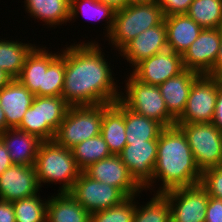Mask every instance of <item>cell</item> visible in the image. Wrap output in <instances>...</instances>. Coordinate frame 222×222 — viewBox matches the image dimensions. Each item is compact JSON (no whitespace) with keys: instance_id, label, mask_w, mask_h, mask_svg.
I'll list each match as a JSON object with an SVG mask.
<instances>
[{"instance_id":"obj_1","label":"cell","mask_w":222,"mask_h":222,"mask_svg":"<svg viewBox=\"0 0 222 222\" xmlns=\"http://www.w3.org/2000/svg\"><path fill=\"white\" fill-rule=\"evenodd\" d=\"M75 43L65 45L60 50L65 57L61 97L70 107L112 104L118 101L121 92L117 85L119 80L113 77L111 63L105 58L100 43L95 39Z\"/></svg>"},{"instance_id":"obj_2","label":"cell","mask_w":222,"mask_h":222,"mask_svg":"<svg viewBox=\"0 0 222 222\" xmlns=\"http://www.w3.org/2000/svg\"><path fill=\"white\" fill-rule=\"evenodd\" d=\"M201 177L202 171L196 165L183 131L177 125L165 127L158 138L153 178L143 188L144 191L165 193L176 188L199 184ZM156 183H159V187L154 190L155 185L157 187Z\"/></svg>"},{"instance_id":"obj_3","label":"cell","mask_w":222,"mask_h":222,"mask_svg":"<svg viewBox=\"0 0 222 222\" xmlns=\"http://www.w3.org/2000/svg\"><path fill=\"white\" fill-rule=\"evenodd\" d=\"M34 167L40 188L43 183L59 184L58 193H69L82 172L72 150L58 145L54 140L41 142Z\"/></svg>"},{"instance_id":"obj_4","label":"cell","mask_w":222,"mask_h":222,"mask_svg":"<svg viewBox=\"0 0 222 222\" xmlns=\"http://www.w3.org/2000/svg\"><path fill=\"white\" fill-rule=\"evenodd\" d=\"M164 15L158 2L129 4L115 11L114 24L110 35L105 38L118 53L137 35L148 28L159 25Z\"/></svg>"},{"instance_id":"obj_5","label":"cell","mask_w":222,"mask_h":222,"mask_svg":"<svg viewBox=\"0 0 222 222\" xmlns=\"http://www.w3.org/2000/svg\"><path fill=\"white\" fill-rule=\"evenodd\" d=\"M127 76L119 100L128 109L153 119L164 127L174 126L176 119L168 112L160 88L140 82L131 73Z\"/></svg>"},{"instance_id":"obj_6","label":"cell","mask_w":222,"mask_h":222,"mask_svg":"<svg viewBox=\"0 0 222 222\" xmlns=\"http://www.w3.org/2000/svg\"><path fill=\"white\" fill-rule=\"evenodd\" d=\"M103 104L71 106L66 112L54 137V141L67 149L101 134Z\"/></svg>"},{"instance_id":"obj_7","label":"cell","mask_w":222,"mask_h":222,"mask_svg":"<svg viewBox=\"0 0 222 222\" xmlns=\"http://www.w3.org/2000/svg\"><path fill=\"white\" fill-rule=\"evenodd\" d=\"M175 125L186 136L201 171L222 165V132L212 122Z\"/></svg>"},{"instance_id":"obj_8","label":"cell","mask_w":222,"mask_h":222,"mask_svg":"<svg viewBox=\"0 0 222 222\" xmlns=\"http://www.w3.org/2000/svg\"><path fill=\"white\" fill-rule=\"evenodd\" d=\"M221 82L207 74L199 75L192 84L186 108L175 124L211 123Z\"/></svg>"},{"instance_id":"obj_9","label":"cell","mask_w":222,"mask_h":222,"mask_svg":"<svg viewBox=\"0 0 222 222\" xmlns=\"http://www.w3.org/2000/svg\"><path fill=\"white\" fill-rule=\"evenodd\" d=\"M69 193L90 214L116 206L127 198L118 188L93 180L84 172Z\"/></svg>"},{"instance_id":"obj_10","label":"cell","mask_w":222,"mask_h":222,"mask_svg":"<svg viewBox=\"0 0 222 222\" xmlns=\"http://www.w3.org/2000/svg\"><path fill=\"white\" fill-rule=\"evenodd\" d=\"M163 194L170 202L171 222H205L209 195L200 183Z\"/></svg>"},{"instance_id":"obj_11","label":"cell","mask_w":222,"mask_h":222,"mask_svg":"<svg viewBox=\"0 0 222 222\" xmlns=\"http://www.w3.org/2000/svg\"><path fill=\"white\" fill-rule=\"evenodd\" d=\"M184 70L182 55L167 48L142 60L130 72L142 83L159 86Z\"/></svg>"},{"instance_id":"obj_12","label":"cell","mask_w":222,"mask_h":222,"mask_svg":"<svg viewBox=\"0 0 222 222\" xmlns=\"http://www.w3.org/2000/svg\"><path fill=\"white\" fill-rule=\"evenodd\" d=\"M93 180L118 188L126 197L142 194L143 188L131 176L119 155H111L83 171Z\"/></svg>"},{"instance_id":"obj_13","label":"cell","mask_w":222,"mask_h":222,"mask_svg":"<svg viewBox=\"0 0 222 222\" xmlns=\"http://www.w3.org/2000/svg\"><path fill=\"white\" fill-rule=\"evenodd\" d=\"M220 38L221 28H204L182 55L184 68L208 74L216 61Z\"/></svg>"},{"instance_id":"obj_14","label":"cell","mask_w":222,"mask_h":222,"mask_svg":"<svg viewBox=\"0 0 222 222\" xmlns=\"http://www.w3.org/2000/svg\"><path fill=\"white\" fill-rule=\"evenodd\" d=\"M158 140L126 144L119 156L131 176L144 188L153 178Z\"/></svg>"},{"instance_id":"obj_15","label":"cell","mask_w":222,"mask_h":222,"mask_svg":"<svg viewBox=\"0 0 222 222\" xmlns=\"http://www.w3.org/2000/svg\"><path fill=\"white\" fill-rule=\"evenodd\" d=\"M41 191L34 165L13 164L0 175V200L14 202Z\"/></svg>"},{"instance_id":"obj_16","label":"cell","mask_w":222,"mask_h":222,"mask_svg":"<svg viewBox=\"0 0 222 222\" xmlns=\"http://www.w3.org/2000/svg\"><path fill=\"white\" fill-rule=\"evenodd\" d=\"M168 48L167 29L164 20L148 28L131 40L118 54L126 60L132 69L142 60Z\"/></svg>"},{"instance_id":"obj_17","label":"cell","mask_w":222,"mask_h":222,"mask_svg":"<svg viewBox=\"0 0 222 222\" xmlns=\"http://www.w3.org/2000/svg\"><path fill=\"white\" fill-rule=\"evenodd\" d=\"M34 97L18 79H12L0 90V105L5 112L7 129L20 125Z\"/></svg>"},{"instance_id":"obj_18","label":"cell","mask_w":222,"mask_h":222,"mask_svg":"<svg viewBox=\"0 0 222 222\" xmlns=\"http://www.w3.org/2000/svg\"><path fill=\"white\" fill-rule=\"evenodd\" d=\"M125 105L120 101L103 104L101 135L112 155H119L126 142Z\"/></svg>"},{"instance_id":"obj_19","label":"cell","mask_w":222,"mask_h":222,"mask_svg":"<svg viewBox=\"0 0 222 222\" xmlns=\"http://www.w3.org/2000/svg\"><path fill=\"white\" fill-rule=\"evenodd\" d=\"M199 75L195 71L185 69L158 86L168 112L176 120L184 112L192 84Z\"/></svg>"},{"instance_id":"obj_20","label":"cell","mask_w":222,"mask_h":222,"mask_svg":"<svg viewBox=\"0 0 222 222\" xmlns=\"http://www.w3.org/2000/svg\"><path fill=\"white\" fill-rule=\"evenodd\" d=\"M0 139L9 151L13 164L33 166L37 157L39 146L42 142L37 136L17 128H9Z\"/></svg>"},{"instance_id":"obj_21","label":"cell","mask_w":222,"mask_h":222,"mask_svg":"<svg viewBox=\"0 0 222 222\" xmlns=\"http://www.w3.org/2000/svg\"><path fill=\"white\" fill-rule=\"evenodd\" d=\"M168 49L183 55L203 30L187 14L164 17Z\"/></svg>"},{"instance_id":"obj_22","label":"cell","mask_w":222,"mask_h":222,"mask_svg":"<svg viewBox=\"0 0 222 222\" xmlns=\"http://www.w3.org/2000/svg\"><path fill=\"white\" fill-rule=\"evenodd\" d=\"M49 197L46 222H91V214L70 193Z\"/></svg>"},{"instance_id":"obj_23","label":"cell","mask_w":222,"mask_h":222,"mask_svg":"<svg viewBox=\"0 0 222 222\" xmlns=\"http://www.w3.org/2000/svg\"><path fill=\"white\" fill-rule=\"evenodd\" d=\"M23 3L29 17L41 20L49 28L69 23L70 0H24Z\"/></svg>"},{"instance_id":"obj_24","label":"cell","mask_w":222,"mask_h":222,"mask_svg":"<svg viewBox=\"0 0 222 222\" xmlns=\"http://www.w3.org/2000/svg\"><path fill=\"white\" fill-rule=\"evenodd\" d=\"M43 46V79L39 96H61L65 78V57ZM59 52V53H58Z\"/></svg>"},{"instance_id":"obj_25","label":"cell","mask_w":222,"mask_h":222,"mask_svg":"<svg viewBox=\"0 0 222 222\" xmlns=\"http://www.w3.org/2000/svg\"><path fill=\"white\" fill-rule=\"evenodd\" d=\"M69 105L61 96H39V116L41 140L52 141L61 122L64 120Z\"/></svg>"},{"instance_id":"obj_26","label":"cell","mask_w":222,"mask_h":222,"mask_svg":"<svg viewBox=\"0 0 222 222\" xmlns=\"http://www.w3.org/2000/svg\"><path fill=\"white\" fill-rule=\"evenodd\" d=\"M15 40H6L0 37V69L13 79L20 76L27 56L37 46L29 41L23 43L18 39Z\"/></svg>"},{"instance_id":"obj_27","label":"cell","mask_w":222,"mask_h":222,"mask_svg":"<svg viewBox=\"0 0 222 222\" xmlns=\"http://www.w3.org/2000/svg\"><path fill=\"white\" fill-rule=\"evenodd\" d=\"M125 127L127 144L158 140L165 128L161 123L138 114L125 106Z\"/></svg>"},{"instance_id":"obj_28","label":"cell","mask_w":222,"mask_h":222,"mask_svg":"<svg viewBox=\"0 0 222 222\" xmlns=\"http://www.w3.org/2000/svg\"><path fill=\"white\" fill-rule=\"evenodd\" d=\"M79 13L83 15L84 18H89L96 21H103L107 24L104 26L105 31H103L104 37H108L112 31V27L114 24L115 11L109 7L108 5L102 3L99 0H70V8H69V23L73 21L75 22V18L79 17ZM73 19V20H72ZM103 19V20H101Z\"/></svg>"},{"instance_id":"obj_29","label":"cell","mask_w":222,"mask_h":222,"mask_svg":"<svg viewBox=\"0 0 222 222\" xmlns=\"http://www.w3.org/2000/svg\"><path fill=\"white\" fill-rule=\"evenodd\" d=\"M71 150L82 172L91 164L112 155L101 134L80 142Z\"/></svg>"},{"instance_id":"obj_30","label":"cell","mask_w":222,"mask_h":222,"mask_svg":"<svg viewBox=\"0 0 222 222\" xmlns=\"http://www.w3.org/2000/svg\"><path fill=\"white\" fill-rule=\"evenodd\" d=\"M133 222H171L168 198L163 193H154L150 200L143 205L136 200Z\"/></svg>"},{"instance_id":"obj_31","label":"cell","mask_w":222,"mask_h":222,"mask_svg":"<svg viewBox=\"0 0 222 222\" xmlns=\"http://www.w3.org/2000/svg\"><path fill=\"white\" fill-rule=\"evenodd\" d=\"M187 15L203 29L222 28V0H194Z\"/></svg>"},{"instance_id":"obj_32","label":"cell","mask_w":222,"mask_h":222,"mask_svg":"<svg viewBox=\"0 0 222 222\" xmlns=\"http://www.w3.org/2000/svg\"><path fill=\"white\" fill-rule=\"evenodd\" d=\"M17 79L31 93L39 96V87H42L43 79V46L37 45L27 56L21 74Z\"/></svg>"},{"instance_id":"obj_33","label":"cell","mask_w":222,"mask_h":222,"mask_svg":"<svg viewBox=\"0 0 222 222\" xmlns=\"http://www.w3.org/2000/svg\"><path fill=\"white\" fill-rule=\"evenodd\" d=\"M48 197L42 200L40 192L12 202L16 222H46Z\"/></svg>"},{"instance_id":"obj_34","label":"cell","mask_w":222,"mask_h":222,"mask_svg":"<svg viewBox=\"0 0 222 222\" xmlns=\"http://www.w3.org/2000/svg\"><path fill=\"white\" fill-rule=\"evenodd\" d=\"M138 196L141 197H127L116 206L91 213V222H133Z\"/></svg>"},{"instance_id":"obj_35","label":"cell","mask_w":222,"mask_h":222,"mask_svg":"<svg viewBox=\"0 0 222 222\" xmlns=\"http://www.w3.org/2000/svg\"><path fill=\"white\" fill-rule=\"evenodd\" d=\"M200 184L209 196L222 199V165L203 170Z\"/></svg>"},{"instance_id":"obj_36","label":"cell","mask_w":222,"mask_h":222,"mask_svg":"<svg viewBox=\"0 0 222 222\" xmlns=\"http://www.w3.org/2000/svg\"><path fill=\"white\" fill-rule=\"evenodd\" d=\"M17 129L37 136L41 140V125L39 116V96H35L31 106L24 114Z\"/></svg>"},{"instance_id":"obj_37","label":"cell","mask_w":222,"mask_h":222,"mask_svg":"<svg viewBox=\"0 0 222 222\" xmlns=\"http://www.w3.org/2000/svg\"><path fill=\"white\" fill-rule=\"evenodd\" d=\"M194 0H158L164 17L172 15L187 14Z\"/></svg>"},{"instance_id":"obj_38","label":"cell","mask_w":222,"mask_h":222,"mask_svg":"<svg viewBox=\"0 0 222 222\" xmlns=\"http://www.w3.org/2000/svg\"><path fill=\"white\" fill-rule=\"evenodd\" d=\"M205 222H222V199L209 196Z\"/></svg>"},{"instance_id":"obj_39","label":"cell","mask_w":222,"mask_h":222,"mask_svg":"<svg viewBox=\"0 0 222 222\" xmlns=\"http://www.w3.org/2000/svg\"><path fill=\"white\" fill-rule=\"evenodd\" d=\"M0 222H16L12 202L0 200Z\"/></svg>"},{"instance_id":"obj_40","label":"cell","mask_w":222,"mask_h":222,"mask_svg":"<svg viewBox=\"0 0 222 222\" xmlns=\"http://www.w3.org/2000/svg\"><path fill=\"white\" fill-rule=\"evenodd\" d=\"M212 123L222 132V82L219 84Z\"/></svg>"},{"instance_id":"obj_41","label":"cell","mask_w":222,"mask_h":222,"mask_svg":"<svg viewBox=\"0 0 222 222\" xmlns=\"http://www.w3.org/2000/svg\"><path fill=\"white\" fill-rule=\"evenodd\" d=\"M207 75L222 81V28H221L220 47L218 50L216 61L212 67V70Z\"/></svg>"},{"instance_id":"obj_42","label":"cell","mask_w":222,"mask_h":222,"mask_svg":"<svg viewBox=\"0 0 222 222\" xmlns=\"http://www.w3.org/2000/svg\"><path fill=\"white\" fill-rule=\"evenodd\" d=\"M13 165L9 157V151L4 142L0 139V175Z\"/></svg>"},{"instance_id":"obj_43","label":"cell","mask_w":222,"mask_h":222,"mask_svg":"<svg viewBox=\"0 0 222 222\" xmlns=\"http://www.w3.org/2000/svg\"><path fill=\"white\" fill-rule=\"evenodd\" d=\"M111 7L114 11H118L129 5V0H99Z\"/></svg>"},{"instance_id":"obj_44","label":"cell","mask_w":222,"mask_h":222,"mask_svg":"<svg viewBox=\"0 0 222 222\" xmlns=\"http://www.w3.org/2000/svg\"><path fill=\"white\" fill-rule=\"evenodd\" d=\"M13 78L0 69V90L5 87Z\"/></svg>"},{"instance_id":"obj_45","label":"cell","mask_w":222,"mask_h":222,"mask_svg":"<svg viewBox=\"0 0 222 222\" xmlns=\"http://www.w3.org/2000/svg\"><path fill=\"white\" fill-rule=\"evenodd\" d=\"M7 130V122L5 117V112L2 110V106L0 105V134Z\"/></svg>"},{"instance_id":"obj_46","label":"cell","mask_w":222,"mask_h":222,"mask_svg":"<svg viewBox=\"0 0 222 222\" xmlns=\"http://www.w3.org/2000/svg\"><path fill=\"white\" fill-rule=\"evenodd\" d=\"M158 0H129V4H143V3H154Z\"/></svg>"}]
</instances>
